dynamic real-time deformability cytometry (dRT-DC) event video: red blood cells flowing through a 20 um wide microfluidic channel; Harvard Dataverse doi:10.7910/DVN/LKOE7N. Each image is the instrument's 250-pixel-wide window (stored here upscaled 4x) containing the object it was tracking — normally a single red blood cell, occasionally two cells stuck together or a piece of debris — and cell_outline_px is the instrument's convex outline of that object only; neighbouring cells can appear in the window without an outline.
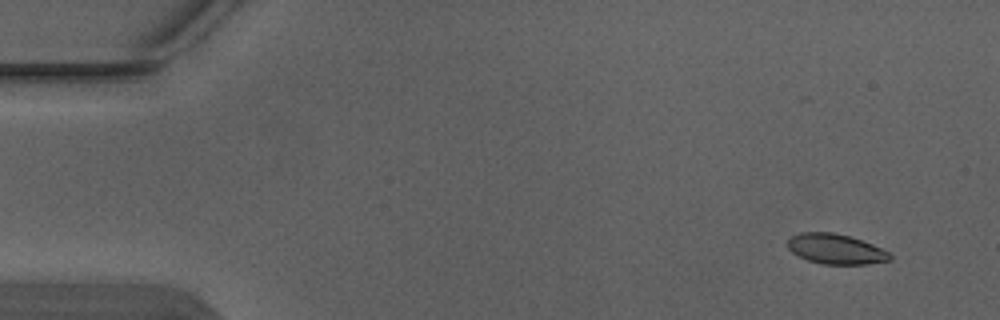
{"species": "Egyptian fruit bat (a non-hibernating species)", "species_latin": "Rousettus aegyptiacus", "temperature_condition": "warm", "stored_images_in_passage": 2, "camera_frame_rate_fps": 3000, "um_per_image_px": 0.085, "animal": {"sex": "male"}, "frame": {"image": 1, "passage_image": 1, "time_ms": 0.0, "image_size_px": [1000, 320], "cell_outline_px": [[892, 260], [868, 264], [824, 264], [808, 260], [792, 252], [788, 248], [788, 240], [792, 236], [800, 232], [832, 232], [848, 236], [872, 244], [888, 252], [892, 256]], "centroid_in_image_um": [71.04, 21.17], "position_along_channel_um": 14.0, "area_um2": 17.74}}